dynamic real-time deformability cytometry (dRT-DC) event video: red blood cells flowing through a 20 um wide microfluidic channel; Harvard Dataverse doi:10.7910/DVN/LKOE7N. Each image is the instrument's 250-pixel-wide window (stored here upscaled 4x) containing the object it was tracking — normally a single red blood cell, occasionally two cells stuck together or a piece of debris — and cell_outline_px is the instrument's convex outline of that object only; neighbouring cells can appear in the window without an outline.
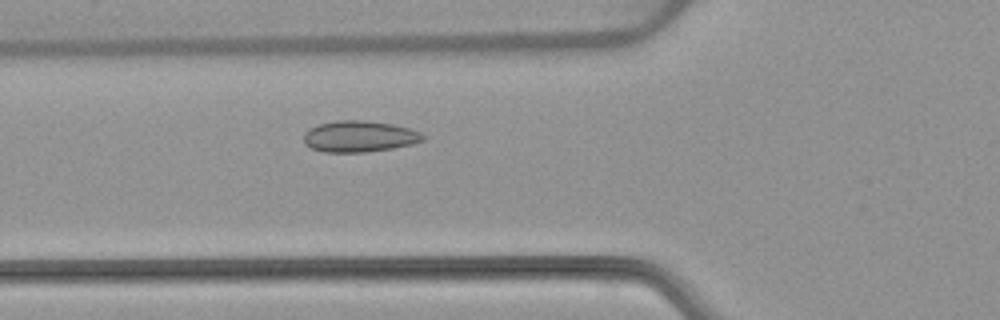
{"species": "common noctule bat (a hibernating species)", "species_latin": "Nyctalus noctula", "temperature_condition": "warm", "stored_images_in_passage": 49, "camera_frame_rate_fps": 3000, "um_per_image_px": 0.085, "animal": {"sex": "female", "body_mass_g": 22.7, "forearm_length_mm": 54.2}, "frame": {"image": 1, "passage_image": 15, "time_ms": 4.667, "image_size_px": [1000, 320], "cell_outline_px": [[428, 136], [424, 140], [412, 144], [392, 148], [364, 152], [324, 152], [312, 148], [304, 144], [304, 132], [308, 128], [320, 124], [336, 120], [364, 120], [392, 124], [408, 128], [420, 132]], "centroid_in_image_um": [30.54, 11.59], "position_along_channel_um": 95.3, "area_um2": 21.79}}
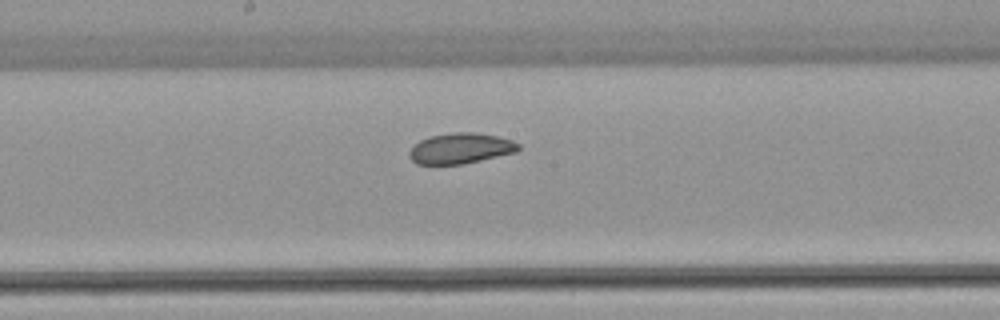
{"frame": {"image": 2, "passage_image": 24, "time_ms": 7.667, "image_size_px": [1000, 320], "cell_outline_px": [[520, 148], [516, 152], [464, 164], [416, 164], [408, 156], [408, 152], [420, 140], [428, 136], [456, 132], [476, 132], [496, 136], [512, 140], [520, 144]], "centroid_in_image_um": [39.15, 12.61], "position_along_channel_um": 209.1, "area_um2": 19.48}}
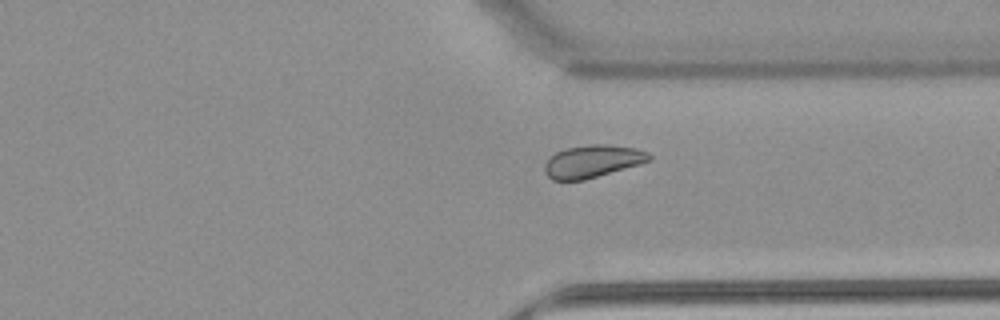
{"frame": {"image": 3, "passage_image": 36, "time_ms": 11.667, "image_size_px": [1000, 320], "cell_outline_px": [[652, 160], [640, 164], [584, 180], [552, 180], [544, 172], [544, 164], [556, 152], [564, 148], [592, 144], [608, 144], [636, 148], [648, 152], [652, 156]], "centroid_in_image_um": [50.38, 13.7], "position_along_channel_um": 361.0, "area_um2": 19.88}, "authors_computed_cell_mechanics": {"area_um2": 20.9236, "velocity_mm_per_s": 3.7943, "shape_relaxation_time_tau1_ms": 4.8266, "shape_relaxation_time_tau2_ms": null, "deformation_change_tau1": 0.0842, "deformation_change_tau2": null}}